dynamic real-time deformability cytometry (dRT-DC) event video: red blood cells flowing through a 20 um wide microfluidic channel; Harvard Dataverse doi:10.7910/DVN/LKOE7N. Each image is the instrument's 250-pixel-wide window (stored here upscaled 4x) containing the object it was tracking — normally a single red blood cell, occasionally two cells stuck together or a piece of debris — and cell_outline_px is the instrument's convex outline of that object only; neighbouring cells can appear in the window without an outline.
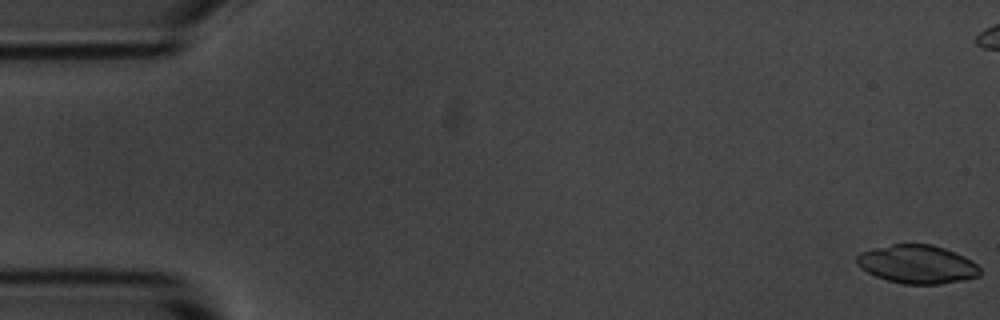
{"species": "common noctule bat (a hibernating species)", "species_latin": "Nyctalus noctula", "temperature_condition": "room temperature", "stored_images_in_passage": 6, "camera_frame_rate_fps": 3000, "um_per_image_px": 0.085, "animal": {"sex": "male", "body_mass_g": 20.1, "forearm_length_mm": 53.5}, "frame": {"image": 1, "passage_image": 1, "time_ms": 0.0, "image_size_px": [1000, 320], "cell_outline_px": [[980, 276], [940, 284], [904, 284], [888, 280], [876, 276], [860, 268], [856, 264], [856, 256], [860, 252], [892, 244], [932, 244], [944, 248], [964, 256], [972, 260], [980, 268]], "centroid_in_image_um": [77.96, 22.46], "position_along_channel_um": 7.0, "area_um2": 27.51}}